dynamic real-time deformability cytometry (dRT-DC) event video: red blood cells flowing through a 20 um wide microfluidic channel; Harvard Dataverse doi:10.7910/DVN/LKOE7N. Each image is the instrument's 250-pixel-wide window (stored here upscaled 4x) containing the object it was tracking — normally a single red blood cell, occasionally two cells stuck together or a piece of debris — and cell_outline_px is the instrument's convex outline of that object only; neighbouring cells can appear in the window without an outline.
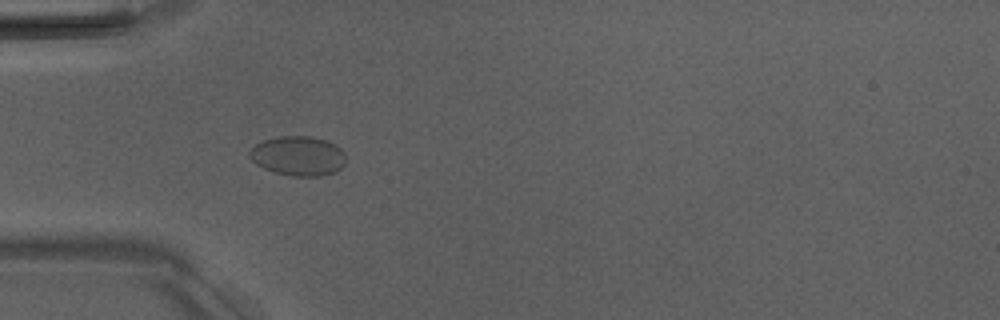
{"species": "Egyptian fruit bat (a non-hibernating species)", "species_latin": "Rousettus aegyptiacus", "temperature_condition": "room temperature", "stored_images_in_passage": 3, "camera_frame_rate_fps": 3000, "um_per_image_px": 0.085, "animal": {"sex": "male"}, "frame": {"image": 1, "passage_image": 2, "time_ms": 1.333, "image_size_px": [1000, 320], "cell_outline_px": [[344, 164], [336, 172], [320, 176], [292, 176], [276, 172], [264, 168], [256, 164], [248, 156], [248, 152], [256, 144], [264, 140], [276, 136], [312, 136], [328, 140], [340, 148], [344, 152]], "centroid_in_image_um": [25.34, 13.24], "position_along_channel_um": 59.7, "area_um2": 22.25}}